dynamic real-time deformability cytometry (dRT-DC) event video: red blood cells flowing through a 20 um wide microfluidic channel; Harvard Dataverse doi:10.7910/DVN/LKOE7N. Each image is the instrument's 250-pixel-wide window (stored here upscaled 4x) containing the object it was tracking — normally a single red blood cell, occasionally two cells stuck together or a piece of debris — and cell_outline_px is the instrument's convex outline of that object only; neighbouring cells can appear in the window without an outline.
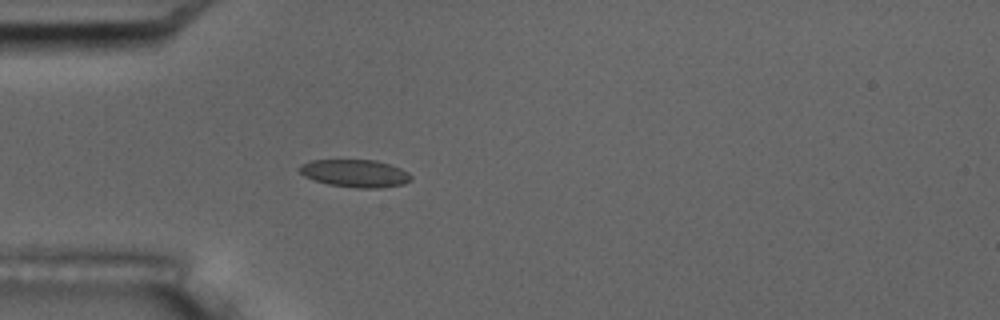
{"species": "common noctule bat (a hibernating species)", "species_latin": "Nyctalus noctula", "temperature_condition": "room temperature", "stored_images_in_passage": 5, "camera_frame_rate_fps": 3000, "um_per_image_px": 0.085, "animal": {"sex": "male", "body_mass_g": 17.5, "forearm_length_mm": 52.3}, "frame": {"image": 1, "passage_image": 5, "time_ms": 5.333, "image_size_px": [1000, 320], "cell_outline_px": [[412, 180], [404, 184], [380, 188], [356, 188], [328, 184], [304, 176], [300, 172], [300, 164], [312, 160], [376, 160], [400, 168], [408, 172], [412, 176]], "centroid_in_image_um": [30.21, 14.74], "position_along_channel_um": 54.8, "area_um2": 17.92}}